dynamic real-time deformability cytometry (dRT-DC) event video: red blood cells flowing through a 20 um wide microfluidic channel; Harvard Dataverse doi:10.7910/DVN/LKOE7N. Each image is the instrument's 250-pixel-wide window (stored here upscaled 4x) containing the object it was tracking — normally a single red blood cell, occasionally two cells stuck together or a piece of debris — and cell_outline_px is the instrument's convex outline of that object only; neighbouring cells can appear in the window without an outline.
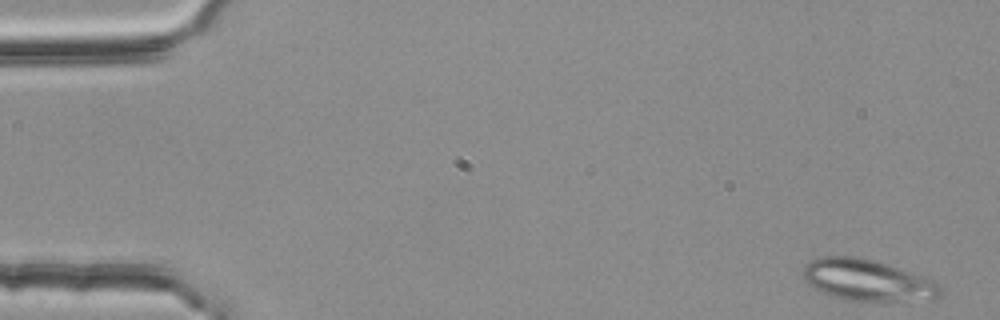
{"species": "common noctule bat (a hibernating species)", "species_latin": "Nyctalus noctula", "temperature_condition": "room temperature", "stored_images_in_passage": 52, "segment_of_instrument_passage": [1, 2], "camera_frame_rate_fps": 3000, "um_per_image_px": 0.085, "animal": {"sex": "female", "body_mass_g": 25.1}, "frame": {"image": 1, "passage_image": 2, "time_ms": 0.333, "image_size_px": [1000, 320], "cell_outline_px": [[940, 292], [932, 300], [848, 300], [824, 292], [808, 284], [804, 280], [804, 264], [820, 256], [860, 256], [924, 276], [940, 284]], "centroid_in_image_um": [73.72, 23.79], "position_along_channel_um": 11.3, "area_um2": 32.54}}